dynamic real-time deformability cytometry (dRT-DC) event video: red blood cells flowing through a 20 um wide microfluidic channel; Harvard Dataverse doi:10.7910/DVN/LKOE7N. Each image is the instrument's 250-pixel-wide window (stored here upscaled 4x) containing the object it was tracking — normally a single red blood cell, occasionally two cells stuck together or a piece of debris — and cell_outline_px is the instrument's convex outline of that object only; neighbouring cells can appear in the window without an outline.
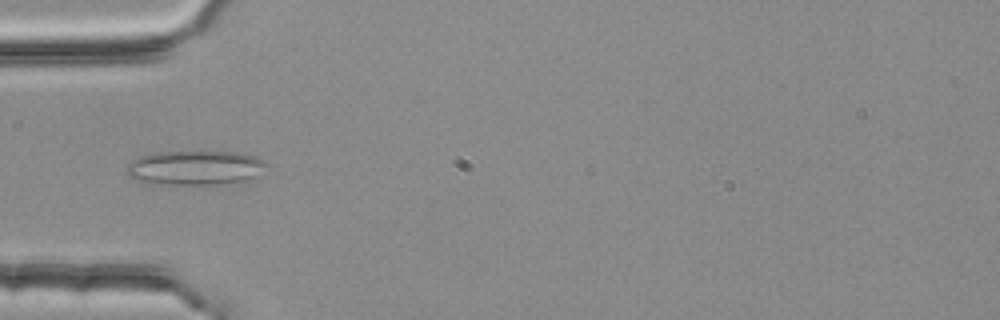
{"species": "common noctule bat (a hibernating species)", "species_latin": "Nyctalus noctula", "temperature_condition": "room temperature", "stored_images_in_passage": 5, "camera_frame_rate_fps": 3000, "um_per_image_px": 0.085, "animal": {"sex": "female", "body_mass_g": 25.1}, "frame": {"image": 1, "passage_image": 4, "time_ms": 1.0, "image_size_px": [1000, 320], "cell_outline_px": [[268, 164], [252, 176], [244, 180], [216, 184], [144, 184], [128, 176], [124, 172], [124, 168], [132, 160], [140, 156], [152, 152], [236, 152], [256, 156], [264, 160]], "centroid_in_image_um": [16.45, 14.26], "position_along_channel_um": 68.6, "area_um2": 28.03}}